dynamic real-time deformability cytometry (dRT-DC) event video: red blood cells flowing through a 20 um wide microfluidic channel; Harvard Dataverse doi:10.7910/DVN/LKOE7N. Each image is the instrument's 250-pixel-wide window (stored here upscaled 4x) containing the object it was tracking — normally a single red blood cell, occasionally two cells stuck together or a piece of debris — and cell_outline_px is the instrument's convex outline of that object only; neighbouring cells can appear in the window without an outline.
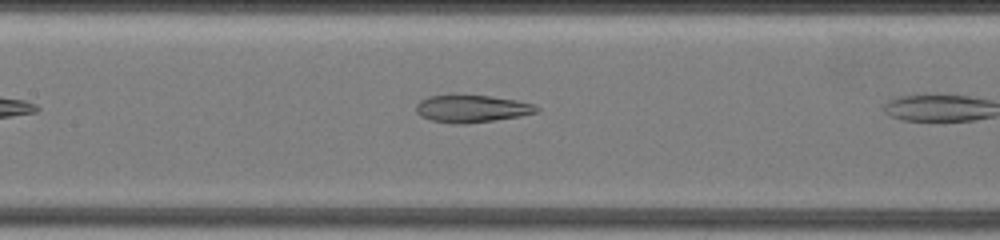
{"species": "common noctule bat (a hibernating species)", "species_latin": "Nyctalus noctula", "temperature_condition": "warm", "stored_images_in_passage": 8, "camera_frame_rate_fps": 3000, "um_per_image_px": 0.085, "animal": {"sex": "female", "body_mass_g": 19.5, "forearm_length_mm": 54.1}, "frame": {"image": 1, "passage_image": 7, "time_ms": 1.667, "image_size_px": [1000, 240], "cell_outline_px": [[540, 108], [536, 112], [520, 116], [464, 124], [452, 124], [432, 120], [420, 116], [416, 112], [416, 104], [420, 100], [428, 96], [488, 96], [516, 100], [532, 104]], "centroid_in_image_um": [40.06, 9.25], "position_along_channel_um": 167.3, "area_um2": 18.84}}